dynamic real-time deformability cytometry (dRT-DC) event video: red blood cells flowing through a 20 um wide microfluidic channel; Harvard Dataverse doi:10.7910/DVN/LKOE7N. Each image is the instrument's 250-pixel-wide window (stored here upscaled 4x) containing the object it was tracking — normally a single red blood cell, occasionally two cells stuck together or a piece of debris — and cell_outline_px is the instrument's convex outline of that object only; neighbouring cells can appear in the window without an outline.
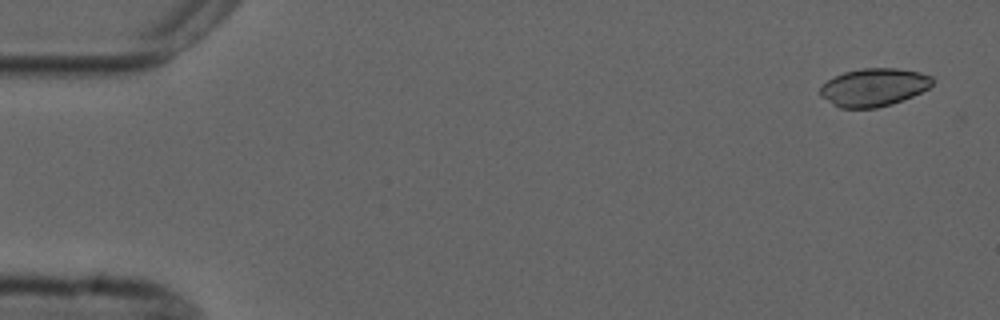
{"species": "common noctule bat (a hibernating species)", "species_latin": "Nyctalus noctula", "temperature_condition": "cold", "stored_images_in_passage": 4, "camera_frame_rate_fps": 3000, "um_per_image_px": 0.085, "animal": {"sex": "male", "forearm_length_mm": 52.5}, "frame": {"image": 1, "passage_image": 1, "time_ms": 0.0, "image_size_px": [1000, 320], "cell_outline_px": [[932, 84], [928, 88], [912, 96], [892, 104], [876, 108], [840, 108], [832, 104], [820, 96], [820, 88], [828, 80], [844, 72], [860, 68], [896, 68], [920, 72], [932, 76]], "centroid_in_image_um": [74.26, 7.42], "position_along_channel_um": 10.7, "area_um2": 24.74}}
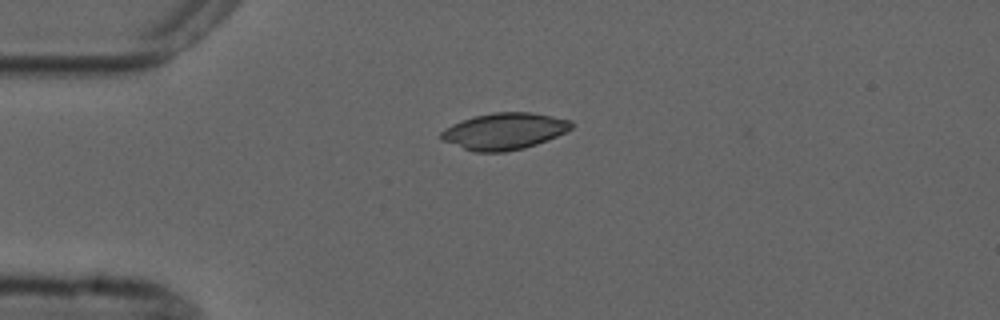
{"frame": {"image": 2, "passage_image": 3, "time_ms": 3.667, "image_size_px": [1000, 320], "cell_outline_px": [[572, 128], [556, 136], [536, 144], [524, 148], [504, 152], [476, 152], [440, 140], [440, 132], [444, 128], [452, 124], [472, 116], [492, 112], [532, 112], [572, 120]], "centroid_in_image_um": [42.83, 11.14], "position_along_channel_um": 42.2, "area_um2": 27.8}}